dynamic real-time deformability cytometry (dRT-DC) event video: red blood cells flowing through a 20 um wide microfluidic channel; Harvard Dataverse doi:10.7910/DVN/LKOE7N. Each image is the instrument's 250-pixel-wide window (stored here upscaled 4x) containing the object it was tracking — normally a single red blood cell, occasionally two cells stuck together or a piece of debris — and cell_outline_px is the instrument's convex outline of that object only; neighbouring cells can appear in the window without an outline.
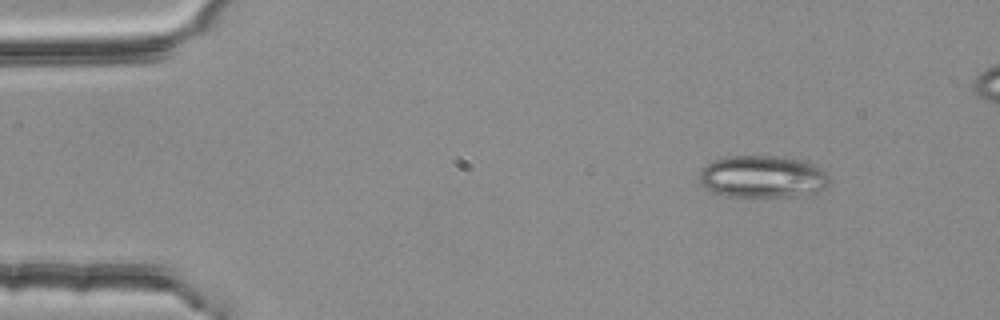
{"species": "common noctule bat (a hibernating species)", "species_latin": "Nyctalus noctula", "temperature_condition": "room temperature", "stored_images_in_passage": 50, "segment_of_instrument_passage": [1, 2], "camera_frame_rate_fps": 3000, "um_per_image_px": 0.085, "animal": {"sex": "female", "body_mass_g": 25.1}, "frame": {"image": 1, "passage_image": 1, "time_ms": 0.0, "image_size_px": [1000, 320], "cell_outline_px": [[832, 180], [820, 192], [812, 196], [724, 196], [712, 192], [700, 180], [700, 172], [704, 164], [716, 160], [732, 156], [784, 156], [800, 160], [812, 164], [828, 172]], "centroid_in_image_um": [64.91, 15.03], "position_along_channel_um": 20.1, "area_um2": 32.31}}
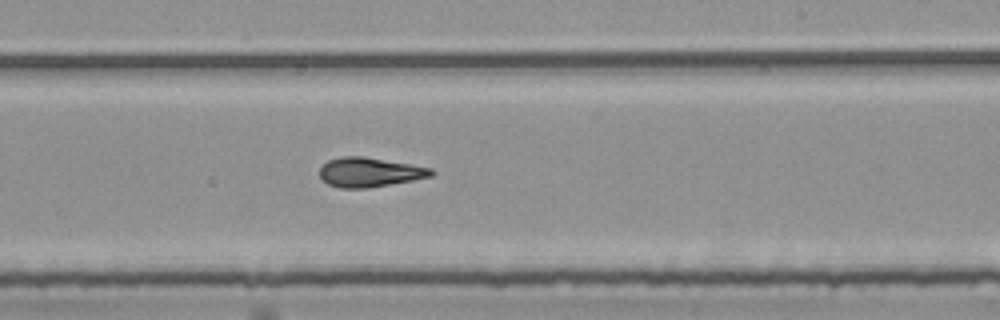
{"frame": {"image": 2, "passage_image": 27, "time_ms": 8.667, "image_size_px": [1000, 320], "cell_outline_px": [[432, 176], [412, 180], [368, 188], [340, 188], [328, 184], [320, 180], [320, 168], [328, 160], [340, 156], [364, 156], [432, 168]], "centroid_in_image_um": [31.36, 14.64], "position_along_channel_um": 257.6, "area_um2": 19.07}}
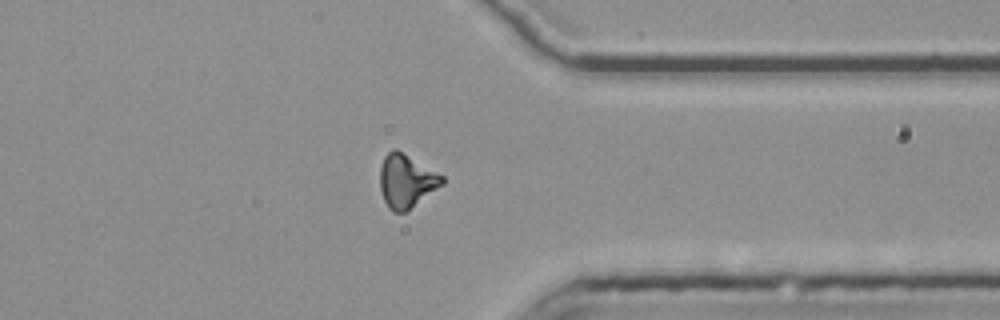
{"frame": {"image": 3, "passage_image": 37, "time_ms": 12.0, "image_size_px": [1000, 320], "cell_outline_px": [[444, 184], [404, 212], [392, 212], [388, 208], [384, 200], [380, 188], [380, 168], [384, 156], [392, 148], [396, 148], [444, 176]], "centroid_in_image_um": [34.53, 15.37], "position_along_channel_um": 376.9, "area_um2": 19.25}}